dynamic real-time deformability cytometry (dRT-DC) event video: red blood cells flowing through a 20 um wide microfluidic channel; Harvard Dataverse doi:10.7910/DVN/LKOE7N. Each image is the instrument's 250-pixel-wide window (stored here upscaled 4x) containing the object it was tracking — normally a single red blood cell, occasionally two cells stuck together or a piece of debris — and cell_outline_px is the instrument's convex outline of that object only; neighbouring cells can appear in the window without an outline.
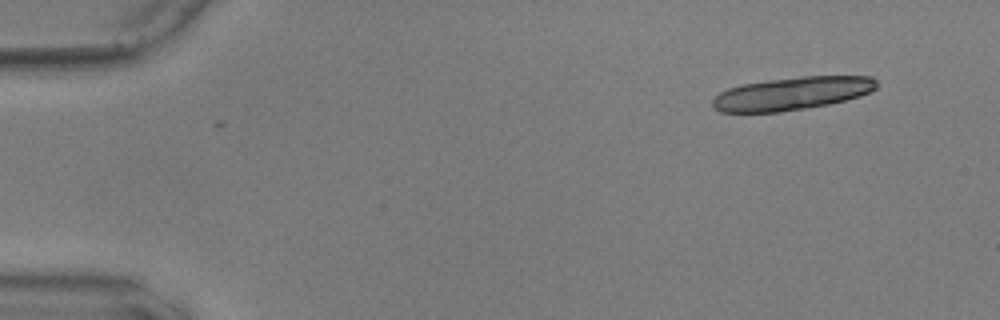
{"species": "common noctule bat (a hibernating species)", "species_latin": "Nyctalus noctula", "temperature_condition": "warm", "stored_images_in_passage": 2, "camera_frame_rate_fps": 3000, "um_per_image_px": 0.085, "animal": {"sex": "male", "body_mass_g": 17.9, "forearm_length_mm": 54.2}, "frame": {"image": 1, "passage_image": 2, "time_ms": 0.333, "image_size_px": [1000, 320], "cell_outline_px": [[880, 84], [872, 92], [860, 96], [828, 104], [780, 112], [720, 112], [712, 108], [712, 100], [720, 92], [728, 88], [744, 84], [768, 80], [800, 76], [872, 76]], "centroid_in_image_um": [67.34, 7.94], "position_along_channel_um": 17.7, "area_um2": 31.62}}